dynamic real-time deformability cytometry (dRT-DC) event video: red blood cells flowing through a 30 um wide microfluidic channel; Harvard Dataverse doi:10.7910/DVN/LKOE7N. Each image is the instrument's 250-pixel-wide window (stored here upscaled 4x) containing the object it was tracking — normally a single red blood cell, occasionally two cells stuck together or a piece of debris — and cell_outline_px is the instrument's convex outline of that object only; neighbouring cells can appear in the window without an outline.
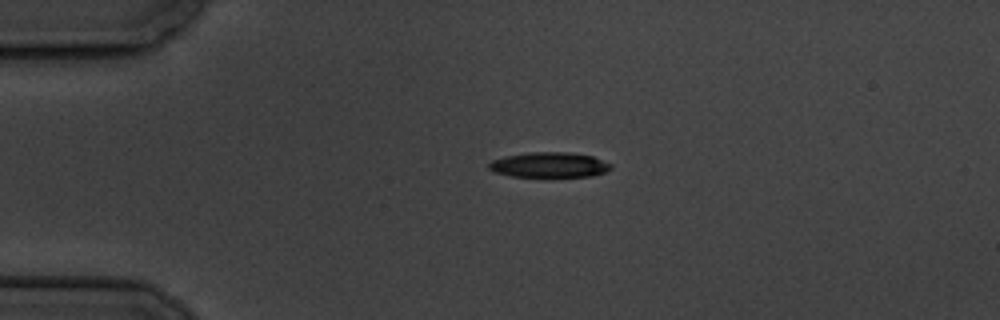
{"species": "common noctule bat (a hibernating species)", "species_latin": "Nyctalus noctula", "temperature_condition": "cold", "stored_images_in_passage": 12, "camera_frame_rate_fps": 3000, "um_per_image_px": 0.085, "animal": {"sex": "male", "body_mass_g": 19.5, "forearm_length_mm": 54.6}, "frame": {"image": 1, "passage_image": 1, "time_ms": 0.0, "image_size_px": [1000, 320], "cell_outline_px": [[612, 168], [608, 172], [592, 176], [512, 176], [496, 172], [488, 168], [488, 164], [492, 160], [504, 156], [528, 152], [572, 152], [592, 156], [612, 164]], "centroid_in_image_um": [46.72, 14.0], "position_along_channel_um": 38.3, "area_um2": 17.92}}
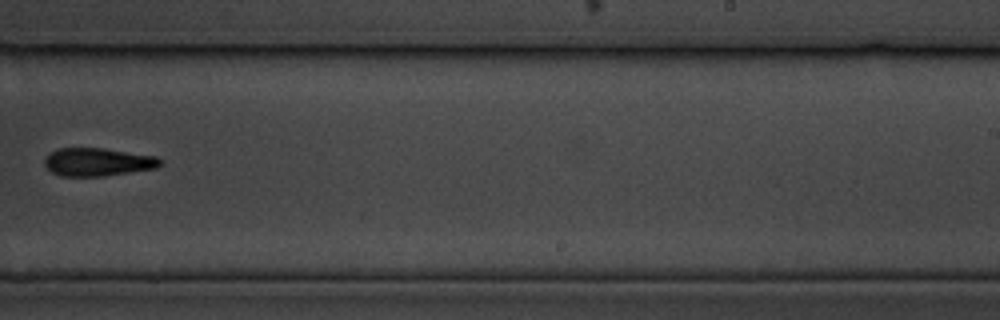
{"frame": {"image": 2, "passage_image": 7, "time_ms": 8.0, "image_size_px": [1000, 320], "cell_outline_px": [[160, 164], [156, 168], [104, 176], [60, 176], [52, 172], [44, 164], [44, 156], [56, 148], [104, 148], [156, 156], [160, 160]], "centroid_in_image_um": [8.25, 13.76], "position_along_channel_um": 280.7, "area_um2": 18.96}}
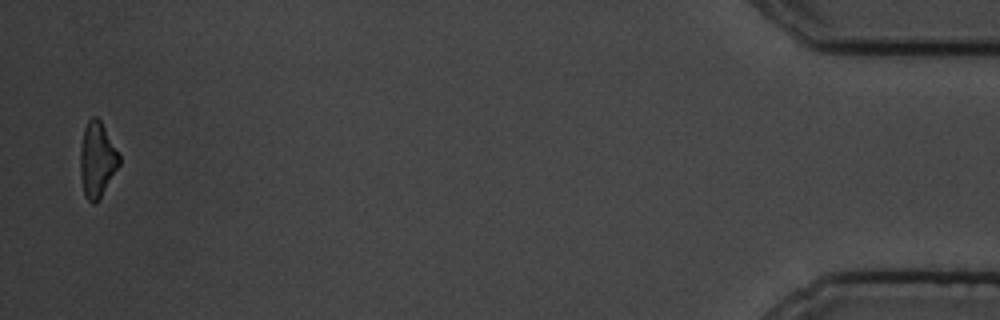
{"frame": {"image": 3, "passage_image": 12, "time_ms": 14.667, "image_size_px": [1000, 320], "cell_outline_px": [[120, 164], [96, 204], [92, 204], [84, 196], [80, 176], [80, 148], [84, 128], [88, 120], [92, 116], [96, 116], [100, 120], [120, 152]], "centroid_in_image_um": [8.26, 13.57], "position_along_channel_um": 426.9, "area_um2": 17.34}, "authors_computed_cell_mechanics": {"area_um2": 18.6116, "velocity_mm_per_s": 3.4634, "shape_relaxation_time_tau1_ms": 1.8928, "shape_relaxation_time_tau2_ms": 3.9263, "deformation_change_tau1": 0.0993, "deformation_change_tau2": 0.114}}